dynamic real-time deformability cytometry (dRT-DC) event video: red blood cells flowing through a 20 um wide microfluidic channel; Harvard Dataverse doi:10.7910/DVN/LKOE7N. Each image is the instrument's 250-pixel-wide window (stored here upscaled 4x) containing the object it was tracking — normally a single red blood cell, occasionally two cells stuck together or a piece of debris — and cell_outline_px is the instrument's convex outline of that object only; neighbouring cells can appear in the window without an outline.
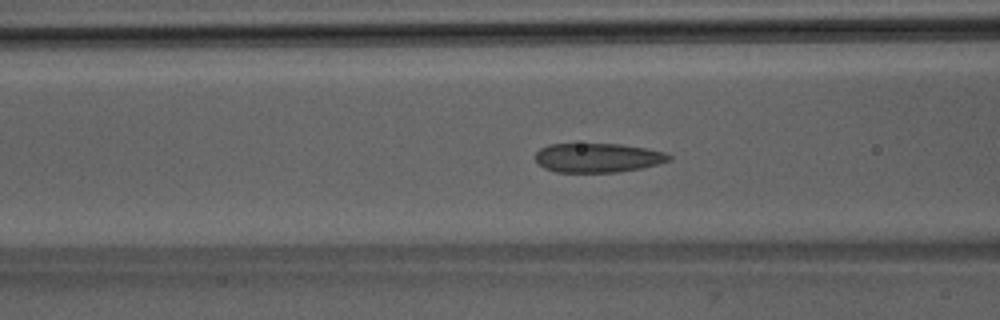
{"species": "Egyptian fruit bat (a non-hibernating species)", "species_latin": "Rousettus aegyptiacus", "temperature_condition": "room temperature", "stored_images_in_passage": 51, "camera_frame_rate_fps": 3000, "um_per_image_px": 0.085, "animal": {"sex": "male"}, "frame": {"image": 1, "passage_image": 20, "time_ms": 6.333, "image_size_px": [1000, 320], "cell_outline_px": [[672, 160], [660, 164], [644, 168], [616, 172], [556, 172], [544, 168], [536, 160], [536, 152], [540, 148], [548, 144], [620, 144], [648, 148], [664, 152], [672, 156]], "centroid_in_image_um": [50.86, 13.41], "position_along_channel_um": 115.7, "area_um2": 22.95}}
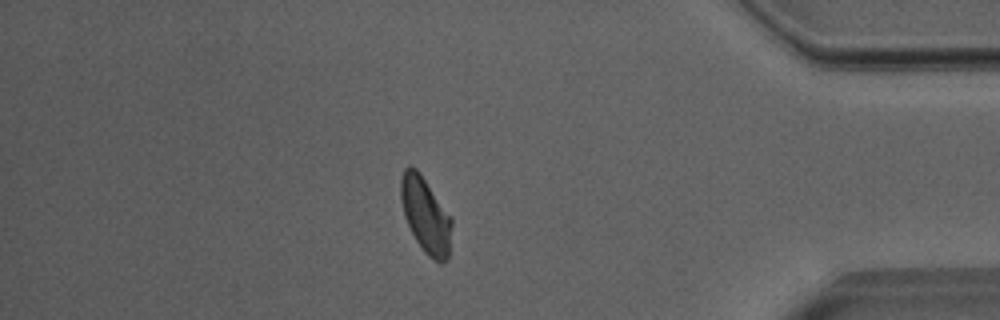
{"frame": {"image": 2, "passage_image": 44, "time_ms": 14.333, "image_size_px": [1000, 320], "cell_outline_px": [[452, 224], [448, 260], [440, 264], [432, 260], [424, 252], [416, 240], [404, 216], [400, 196], [400, 176], [404, 168], [408, 164], [416, 168], [420, 172], [452, 216]], "centroid_in_image_um": [36.18, 18.27], "position_along_channel_um": 399.0, "area_um2": 22.89}}
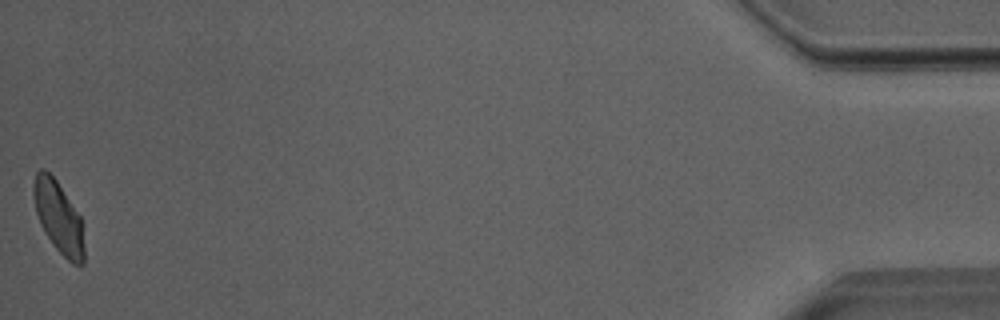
{"frame": {"image": 3, "passage_image": 51, "time_ms": 16.667, "image_size_px": [1000, 320], "cell_outline_px": [[84, 264], [72, 264], [56, 248], [44, 232], [40, 224], [36, 212], [32, 192], [32, 184], [36, 172], [40, 168], [44, 168], [56, 180], [80, 216], [84, 248]], "centroid_in_image_um": [4.95, 18.44], "position_along_channel_um": 430.3, "area_um2": 20.98}, "authors_computed_cell_mechanics": {"area_um2": 23.0622, "velocity_mm_per_s": 3.9734, "shape_relaxation_time_tau1_ms": 6.1044, "shape_relaxation_time_tau2_ms": 1.4414, "deformation_change_tau1": 0.1323, "deformation_change_tau2": 0.0877}}